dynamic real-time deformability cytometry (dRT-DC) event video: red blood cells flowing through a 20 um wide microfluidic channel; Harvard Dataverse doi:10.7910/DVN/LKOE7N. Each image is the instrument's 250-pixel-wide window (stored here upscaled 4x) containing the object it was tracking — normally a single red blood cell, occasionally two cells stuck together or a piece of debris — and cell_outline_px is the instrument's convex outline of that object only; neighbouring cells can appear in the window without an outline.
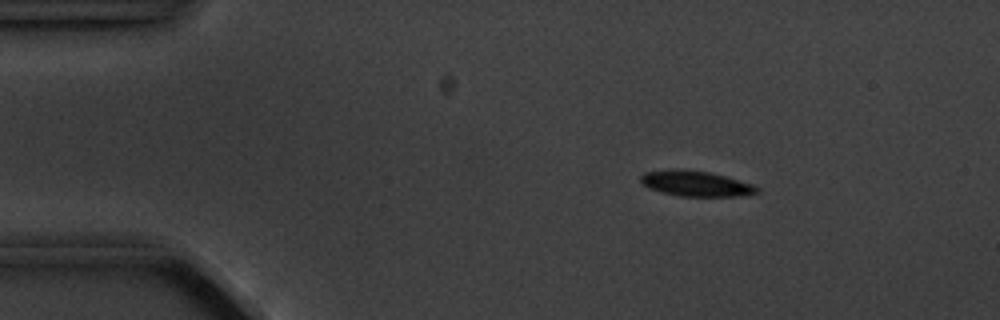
{"species": "common noctule bat (a hibernating species)", "species_latin": "Nyctalus noctula", "temperature_condition": "cold", "stored_images_in_passage": 4, "camera_frame_rate_fps": 3000, "um_per_image_px": 0.085, "animal": {"sex": "male", "body_mass_g": 20.1, "forearm_length_mm": 53.5}, "frame": {"image": 1, "passage_image": 2, "time_ms": 1.333, "image_size_px": [1000, 320], "cell_outline_px": [[760, 192], [740, 196], [680, 196], [660, 192], [648, 188], [640, 180], [640, 176], [644, 172], [680, 168], [708, 172], [724, 176], [752, 184], [760, 188]], "centroid_in_image_um": [59.13, 15.6], "position_along_channel_um": 25.9, "area_um2": 17.22}}